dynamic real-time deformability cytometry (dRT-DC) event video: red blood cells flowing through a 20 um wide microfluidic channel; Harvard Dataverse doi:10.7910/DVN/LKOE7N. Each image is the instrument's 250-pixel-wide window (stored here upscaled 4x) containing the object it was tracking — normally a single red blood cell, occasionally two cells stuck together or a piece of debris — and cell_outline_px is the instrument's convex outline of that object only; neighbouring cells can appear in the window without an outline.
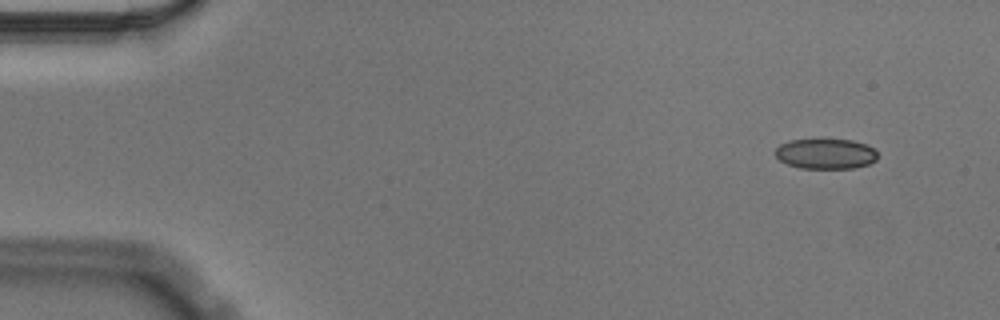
{"species": "Egyptian fruit bat (a non-hibernating species)", "species_latin": "Rousettus aegyptiacus", "temperature_condition": "cold", "stored_images_in_passage": 53, "camera_frame_rate_fps": 3000, "um_per_image_px": 0.085, "animal": {"sex": "male"}, "frame": {"image": 1, "passage_image": 1, "time_ms": 0.0, "image_size_px": [1000, 320], "cell_outline_px": [[876, 160], [868, 164], [852, 168], [800, 168], [788, 164], [780, 160], [776, 156], [776, 148], [780, 144], [788, 140], [852, 140], [864, 144], [872, 148], [876, 152]], "centroid_in_image_um": [70.16, 13.07], "position_along_channel_um": 14.8, "area_um2": 17.74}}
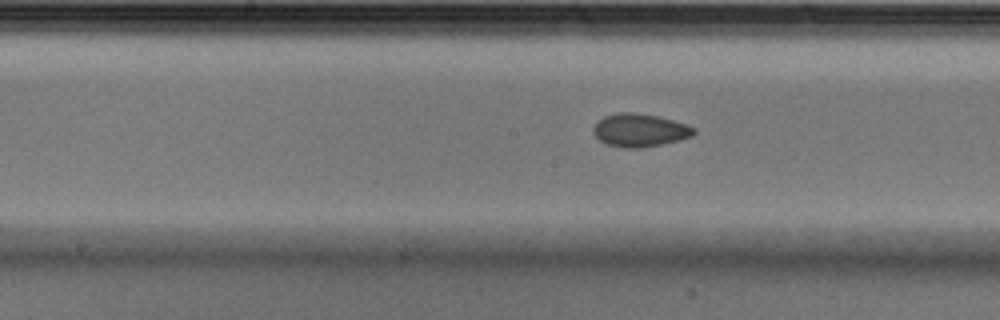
{"frame": {"image": 2, "passage_image": 25, "time_ms": 8.0, "image_size_px": [1000, 320], "cell_outline_px": [[696, 132], [692, 136], [680, 140], [644, 148], [620, 148], [608, 144], [600, 140], [592, 132], [592, 128], [604, 116], [620, 112], [632, 112], [660, 116], [688, 124], [696, 128]], "centroid_in_image_um": [54.42, 11.07], "position_along_channel_um": 193.8, "area_um2": 19.59}}
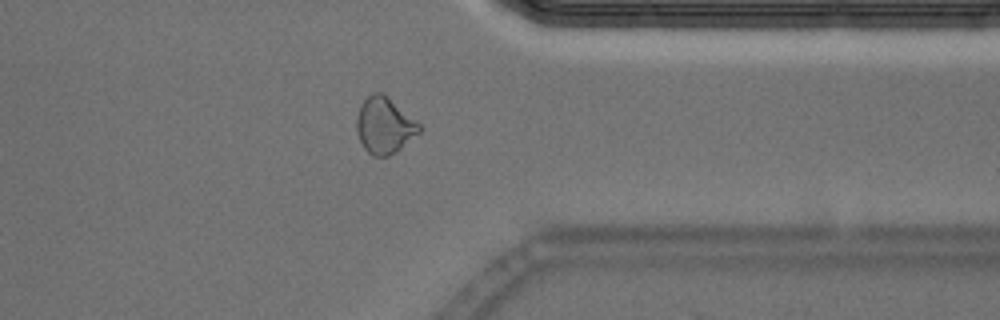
{"frame": {"image": 3, "passage_image": 41, "time_ms": 13.333, "image_size_px": [1000, 320], "cell_outline_px": [[420, 132], [396, 152], [388, 156], [372, 156], [364, 148], [356, 132], [356, 116], [360, 104], [368, 96], [376, 92], [384, 92], [420, 124]], "centroid_in_image_um": [32.66, 10.65], "position_along_channel_um": 378.7, "area_um2": 20.63}, "authors_computed_cell_mechanics": {"area_um2": 19.363, "velocity_mm_per_s": 3.5697, "shape_relaxation_time_tau1_ms": null, "shape_relaxation_time_tau2_ms": 1.4836, "deformation_change_tau1": null, "deformation_change_tau2": 0.0613}}